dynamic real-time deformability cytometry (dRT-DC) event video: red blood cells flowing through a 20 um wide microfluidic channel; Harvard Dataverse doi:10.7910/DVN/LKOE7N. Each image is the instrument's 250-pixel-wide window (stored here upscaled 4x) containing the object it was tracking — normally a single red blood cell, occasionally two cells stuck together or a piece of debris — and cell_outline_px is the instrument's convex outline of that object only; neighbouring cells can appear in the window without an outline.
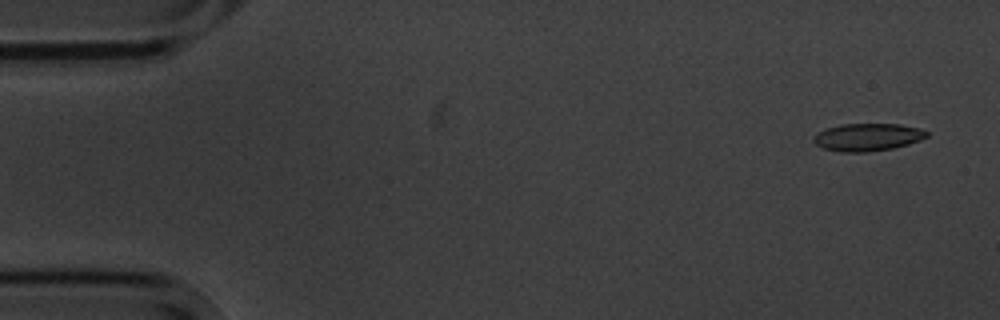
{"species": "common noctule bat (a hibernating species)", "species_latin": "Nyctalus noctula", "temperature_condition": "cold", "stored_images_in_passage": 8, "camera_frame_rate_fps": 3000, "um_per_image_px": 0.085, "animal": {"sex": "male", "body_mass_g": 20.1, "forearm_length_mm": 53.5}, "frame": {"image": 1, "passage_image": 1, "time_ms": 0.0, "image_size_px": [1000, 320], "cell_outline_px": [[928, 136], [920, 140], [908, 144], [892, 148], [868, 152], [840, 152], [820, 148], [812, 140], [812, 136], [816, 132], [824, 128], [840, 124], [900, 124], [920, 128], [928, 132]], "centroid_in_image_um": [73.68, 11.65], "position_along_channel_um": 11.3, "area_um2": 18.5}}
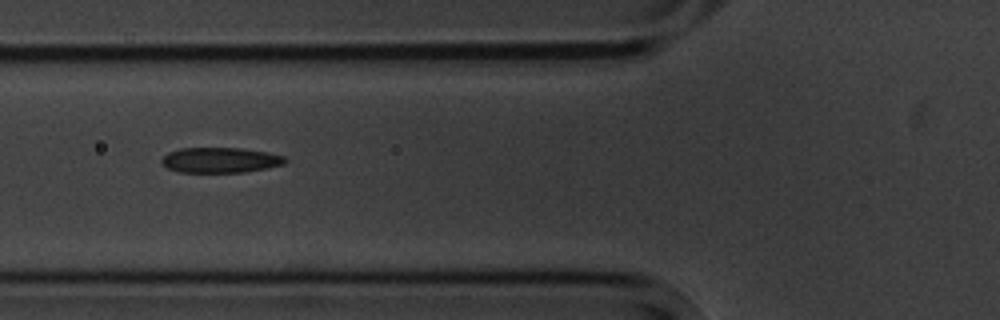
{"frame": {"image": 2, "passage_image": 6, "time_ms": 6.0, "image_size_px": [1000, 320], "cell_outline_px": [[288, 160], [284, 164], [244, 172], [180, 172], [168, 168], [160, 160], [168, 152], [180, 148], [240, 148], [268, 152], [284, 156]], "centroid_in_image_um": [18.73, 13.6], "position_along_channel_um": 107.1, "area_um2": 18.09}}
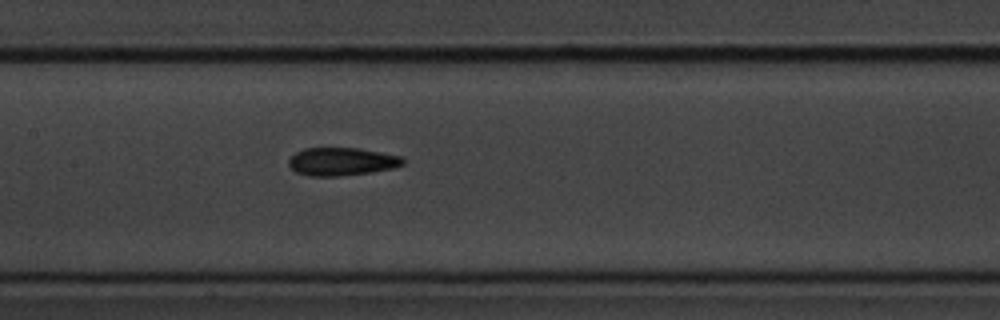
{"frame": {"image": 3, "passage_image": 8, "time_ms": 8.0, "image_size_px": [1000, 320], "cell_outline_px": [[404, 164], [392, 168], [368, 172], [340, 176], [308, 176], [296, 172], [288, 164], [288, 160], [296, 152], [304, 148], [360, 148], [404, 156]], "centroid_in_image_um": [29.05, 13.72], "position_along_channel_um": 178.3, "area_um2": 18.67}}